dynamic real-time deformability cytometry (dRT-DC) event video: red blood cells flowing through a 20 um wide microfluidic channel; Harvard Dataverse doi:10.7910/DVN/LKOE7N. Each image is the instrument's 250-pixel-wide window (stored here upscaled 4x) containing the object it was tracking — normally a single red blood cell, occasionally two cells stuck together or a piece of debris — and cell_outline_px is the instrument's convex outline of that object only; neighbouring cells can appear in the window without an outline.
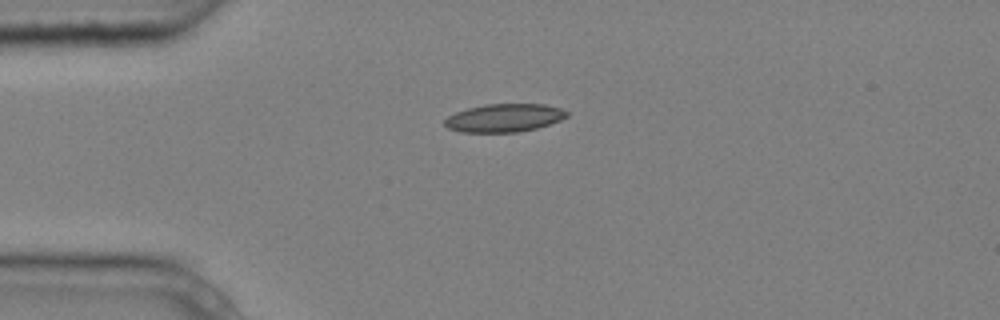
{"species": "common noctule bat (a hibernating species)", "species_latin": "Nyctalus noctula", "temperature_condition": "cold", "stored_images_in_passage": 3, "camera_frame_rate_fps": 3000, "um_per_image_px": 0.085, "animal": {"sex": "male", "body_mass_g": 20.4}, "frame": {"image": 1, "passage_image": 3, "time_ms": 0.667, "image_size_px": [1000, 320], "cell_outline_px": [[568, 116], [560, 120], [536, 128], [520, 132], [460, 132], [448, 128], [444, 124], [444, 120], [448, 116], [456, 112], [468, 108], [484, 104], [544, 104], [560, 108], [568, 112]], "centroid_in_image_um": [42.84, 10.02], "position_along_channel_um": 42.2, "area_um2": 20.0}}